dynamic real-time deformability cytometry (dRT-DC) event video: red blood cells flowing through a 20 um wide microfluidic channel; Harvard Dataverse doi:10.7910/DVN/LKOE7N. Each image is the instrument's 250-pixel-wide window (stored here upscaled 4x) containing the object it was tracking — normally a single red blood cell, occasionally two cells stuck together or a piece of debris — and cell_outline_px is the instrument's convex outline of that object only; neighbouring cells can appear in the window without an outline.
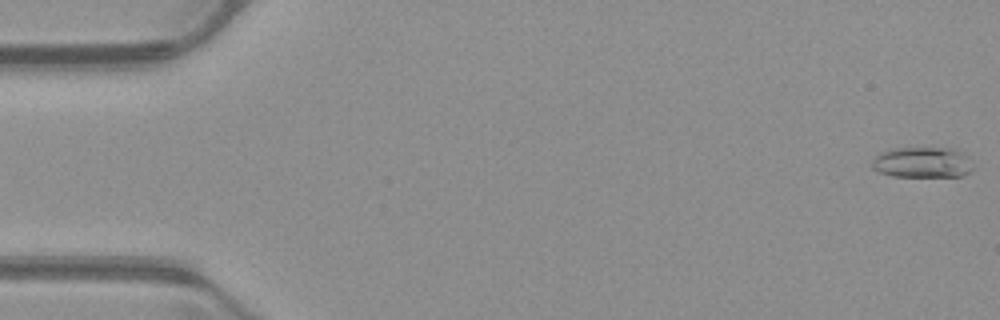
{"species": "common noctule bat (a hibernating species)", "species_latin": "Nyctalus noctula", "temperature_condition": "warm", "stored_images_in_passage": 52, "camera_frame_rate_fps": 3000, "um_per_image_px": 0.085, "animal": {"sex": "male", "body_mass_g": 23.1, "forearm_length_mm": 52.7}, "frame": {"image": 1, "passage_image": 1, "time_ms": 0.0, "image_size_px": [1000, 320], "cell_outline_px": [[972, 172], [960, 176], [892, 176], [880, 172], [872, 168], [872, 160], [880, 152], [892, 148], [956, 148], [964, 152], [968, 156], [972, 168]], "centroid_in_image_um": [78.42, 13.79], "position_along_channel_um": 6.6, "area_um2": 18.21}}
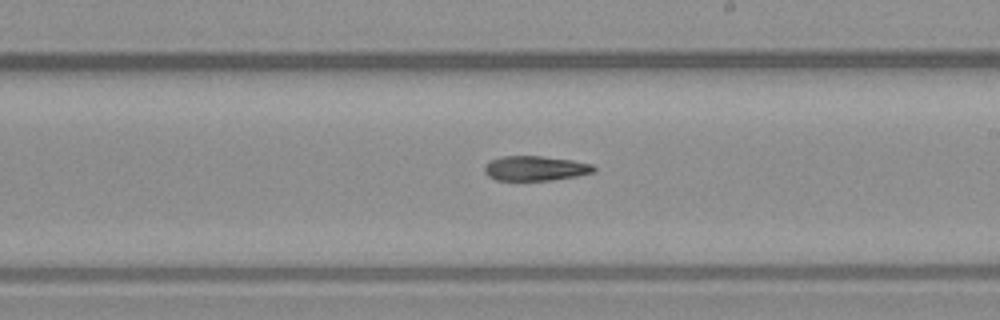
{"frame": {"image": 2, "passage_image": 30, "time_ms": 9.667, "image_size_px": [1000, 320], "cell_outline_px": [[596, 168], [592, 172], [576, 176], [552, 180], [496, 180], [488, 176], [484, 172], [484, 168], [492, 160], [500, 156], [540, 156], [572, 160], [592, 164]], "centroid_in_image_um": [45.49, 14.31], "position_along_channel_um": 243.5, "area_um2": 15.61}}
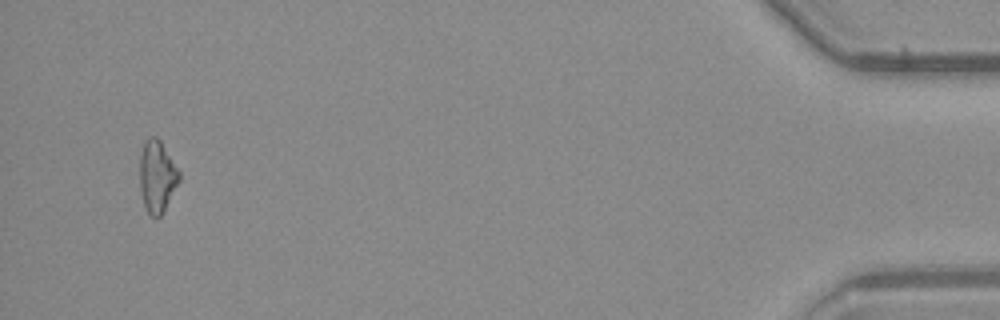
{"frame": {"image": 3, "passage_image": 50, "time_ms": 16.333, "image_size_px": [1000, 320], "cell_outline_px": [[180, 180], [160, 216], [156, 220], [148, 212], [144, 204], [140, 188], [140, 152], [148, 136], [156, 136], [160, 140], [180, 172]], "centroid_in_image_um": [13.34, 14.98], "position_along_channel_um": 421.9, "area_um2": 16.36}}